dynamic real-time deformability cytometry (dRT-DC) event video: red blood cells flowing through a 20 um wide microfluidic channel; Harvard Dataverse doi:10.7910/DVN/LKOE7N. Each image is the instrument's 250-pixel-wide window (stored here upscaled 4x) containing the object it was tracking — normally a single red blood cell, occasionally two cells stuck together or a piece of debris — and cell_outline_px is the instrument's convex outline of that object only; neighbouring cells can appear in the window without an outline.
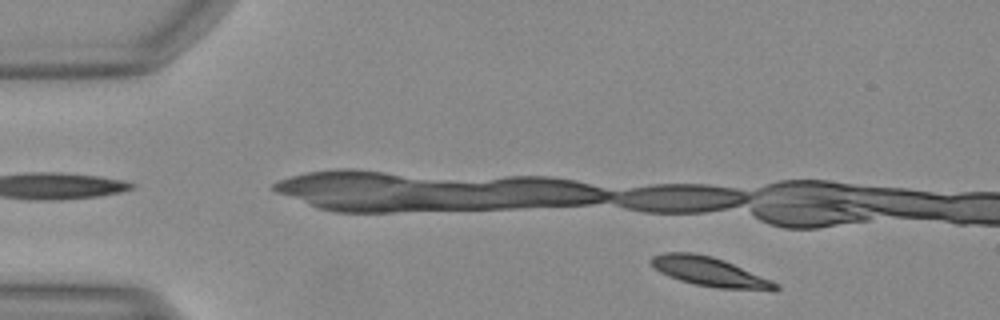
{"species": "Egyptian fruit bat (a non-hibernating species)", "species_latin": "Rousettus aegyptiacus", "temperature_condition": "warm", "stored_images_in_passage": 11, "camera_frame_rate_fps": 3000, "um_per_image_px": 0.085, "animal": {"sex": "female"}, "frame": {"image": 1, "passage_image": 4, "time_ms": 1.0, "image_size_px": [1000, 320], "cell_outline_px": [[780, 288], [776, 292], [720, 288], [696, 284], [680, 280], [668, 276], [660, 272], [648, 260], [652, 256], [664, 252], [692, 252], [712, 256], [724, 260], [772, 280], [780, 284]], "centroid_in_image_um": [60.4, 23.11], "position_along_channel_um": 24.6, "area_um2": 21.44}}